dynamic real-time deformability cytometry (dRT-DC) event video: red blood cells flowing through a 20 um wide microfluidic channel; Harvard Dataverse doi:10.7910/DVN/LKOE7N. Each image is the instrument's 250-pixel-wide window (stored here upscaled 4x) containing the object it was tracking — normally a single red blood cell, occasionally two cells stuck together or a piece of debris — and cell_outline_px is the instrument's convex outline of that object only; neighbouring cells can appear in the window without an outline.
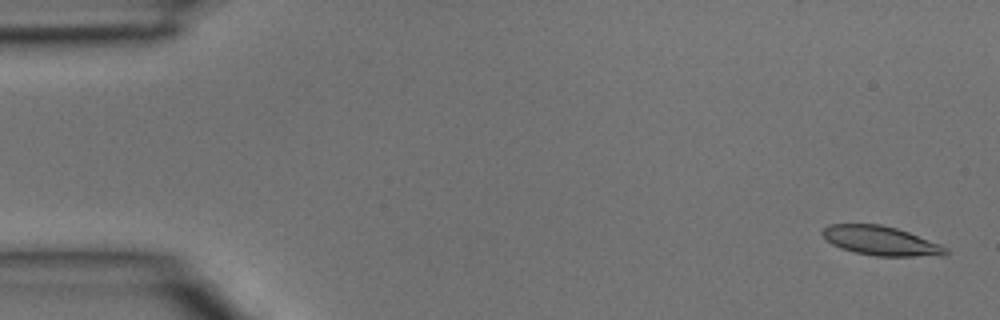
{"species": "common noctule bat (a hibernating species)", "species_latin": "Nyctalus noctula", "temperature_condition": "room temperature", "stored_images_in_passage": 4, "camera_frame_rate_fps": 3000, "um_per_image_px": 0.085, "animal": {"sex": "male", "body_mass_g": 15.6}, "frame": {"image": 1, "passage_image": 1, "time_ms": 0.0, "image_size_px": [1000, 320], "cell_outline_px": [[948, 252], [944, 256], [876, 256], [856, 252], [840, 248], [832, 244], [820, 232], [828, 224], [880, 224], [896, 228], [908, 232], [940, 244], [948, 248]], "centroid_in_image_um": [74.88, 20.47], "position_along_channel_um": 10.1, "area_um2": 20.92}}